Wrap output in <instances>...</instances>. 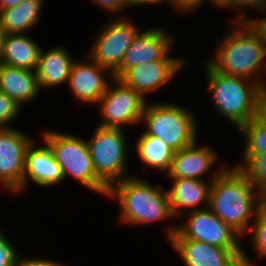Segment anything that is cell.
I'll return each instance as SVG.
<instances>
[{
  "label": "cell",
  "mask_w": 266,
  "mask_h": 266,
  "mask_svg": "<svg viewBox=\"0 0 266 266\" xmlns=\"http://www.w3.org/2000/svg\"><path fill=\"white\" fill-rule=\"evenodd\" d=\"M262 206L263 193L239 168L228 165L212 181L209 208L244 239Z\"/></svg>",
  "instance_id": "obj_1"
},
{
  "label": "cell",
  "mask_w": 266,
  "mask_h": 266,
  "mask_svg": "<svg viewBox=\"0 0 266 266\" xmlns=\"http://www.w3.org/2000/svg\"><path fill=\"white\" fill-rule=\"evenodd\" d=\"M218 42L205 61L215 71L260 85L266 70V48L256 29L249 22H229Z\"/></svg>",
  "instance_id": "obj_2"
},
{
  "label": "cell",
  "mask_w": 266,
  "mask_h": 266,
  "mask_svg": "<svg viewBox=\"0 0 266 266\" xmlns=\"http://www.w3.org/2000/svg\"><path fill=\"white\" fill-rule=\"evenodd\" d=\"M106 199L110 202L117 200L119 225L150 226L176 219L165 187L151 184L146 177L140 178L136 173L115 182Z\"/></svg>",
  "instance_id": "obj_3"
},
{
  "label": "cell",
  "mask_w": 266,
  "mask_h": 266,
  "mask_svg": "<svg viewBox=\"0 0 266 266\" xmlns=\"http://www.w3.org/2000/svg\"><path fill=\"white\" fill-rule=\"evenodd\" d=\"M202 70L214 112L236 130L262 110L257 82L222 74L215 71L206 61Z\"/></svg>",
  "instance_id": "obj_4"
},
{
  "label": "cell",
  "mask_w": 266,
  "mask_h": 266,
  "mask_svg": "<svg viewBox=\"0 0 266 266\" xmlns=\"http://www.w3.org/2000/svg\"><path fill=\"white\" fill-rule=\"evenodd\" d=\"M39 138L44 140L53 152L61 167L64 181L69 177L85 190L107 198L109 187L97 176L84 137L47 128L41 132Z\"/></svg>",
  "instance_id": "obj_5"
},
{
  "label": "cell",
  "mask_w": 266,
  "mask_h": 266,
  "mask_svg": "<svg viewBox=\"0 0 266 266\" xmlns=\"http://www.w3.org/2000/svg\"><path fill=\"white\" fill-rule=\"evenodd\" d=\"M152 101L147 102L140 123L146 134L159 137L174 151L199 140L201 127L192 110L173 101Z\"/></svg>",
  "instance_id": "obj_6"
},
{
  "label": "cell",
  "mask_w": 266,
  "mask_h": 266,
  "mask_svg": "<svg viewBox=\"0 0 266 266\" xmlns=\"http://www.w3.org/2000/svg\"><path fill=\"white\" fill-rule=\"evenodd\" d=\"M91 139H86L97 176L110 188L129 173V143L126 129L95 125ZM128 161V162H127Z\"/></svg>",
  "instance_id": "obj_7"
},
{
  "label": "cell",
  "mask_w": 266,
  "mask_h": 266,
  "mask_svg": "<svg viewBox=\"0 0 266 266\" xmlns=\"http://www.w3.org/2000/svg\"><path fill=\"white\" fill-rule=\"evenodd\" d=\"M180 218L183 220L164 226L167 242L170 239H193L221 248H243L240 241L244 238L209 207L185 213Z\"/></svg>",
  "instance_id": "obj_8"
},
{
  "label": "cell",
  "mask_w": 266,
  "mask_h": 266,
  "mask_svg": "<svg viewBox=\"0 0 266 266\" xmlns=\"http://www.w3.org/2000/svg\"><path fill=\"white\" fill-rule=\"evenodd\" d=\"M141 30V26L129 16L110 17L97 30L85 54L114 75L122 65L125 52Z\"/></svg>",
  "instance_id": "obj_9"
},
{
  "label": "cell",
  "mask_w": 266,
  "mask_h": 266,
  "mask_svg": "<svg viewBox=\"0 0 266 266\" xmlns=\"http://www.w3.org/2000/svg\"><path fill=\"white\" fill-rule=\"evenodd\" d=\"M147 100L133 88L114 78L96 104L102 127L123 128L139 126Z\"/></svg>",
  "instance_id": "obj_10"
},
{
  "label": "cell",
  "mask_w": 266,
  "mask_h": 266,
  "mask_svg": "<svg viewBox=\"0 0 266 266\" xmlns=\"http://www.w3.org/2000/svg\"><path fill=\"white\" fill-rule=\"evenodd\" d=\"M34 139L17 127L0 128V188L3 193L17 197L23 192L25 154Z\"/></svg>",
  "instance_id": "obj_11"
},
{
  "label": "cell",
  "mask_w": 266,
  "mask_h": 266,
  "mask_svg": "<svg viewBox=\"0 0 266 266\" xmlns=\"http://www.w3.org/2000/svg\"><path fill=\"white\" fill-rule=\"evenodd\" d=\"M187 63V59L182 56L176 57L174 55L173 57L171 52L162 60L128 68L118 79L126 86L139 92L148 102L150 101L148 95L156 94L169 85L171 80L173 81L178 77Z\"/></svg>",
  "instance_id": "obj_12"
},
{
  "label": "cell",
  "mask_w": 266,
  "mask_h": 266,
  "mask_svg": "<svg viewBox=\"0 0 266 266\" xmlns=\"http://www.w3.org/2000/svg\"><path fill=\"white\" fill-rule=\"evenodd\" d=\"M198 142L174 152L166 179L214 180L228 166L224 163L215 167L219 159L215 148L210 143L199 145Z\"/></svg>",
  "instance_id": "obj_13"
},
{
  "label": "cell",
  "mask_w": 266,
  "mask_h": 266,
  "mask_svg": "<svg viewBox=\"0 0 266 266\" xmlns=\"http://www.w3.org/2000/svg\"><path fill=\"white\" fill-rule=\"evenodd\" d=\"M74 61L68 80V87L71 96L85 106H94L107 91L114 75L103 68L87 54ZM82 103V104H81Z\"/></svg>",
  "instance_id": "obj_14"
},
{
  "label": "cell",
  "mask_w": 266,
  "mask_h": 266,
  "mask_svg": "<svg viewBox=\"0 0 266 266\" xmlns=\"http://www.w3.org/2000/svg\"><path fill=\"white\" fill-rule=\"evenodd\" d=\"M174 36L166 27L155 25L142 29L125 52L122 65L114 77L119 78L128 68L164 59L177 46Z\"/></svg>",
  "instance_id": "obj_15"
},
{
  "label": "cell",
  "mask_w": 266,
  "mask_h": 266,
  "mask_svg": "<svg viewBox=\"0 0 266 266\" xmlns=\"http://www.w3.org/2000/svg\"><path fill=\"white\" fill-rule=\"evenodd\" d=\"M184 266H243L244 248H221L193 239H170Z\"/></svg>",
  "instance_id": "obj_16"
},
{
  "label": "cell",
  "mask_w": 266,
  "mask_h": 266,
  "mask_svg": "<svg viewBox=\"0 0 266 266\" xmlns=\"http://www.w3.org/2000/svg\"><path fill=\"white\" fill-rule=\"evenodd\" d=\"M41 140V141H40ZM40 142L43 145L40 146ZM39 145V146H38ZM64 176L48 144L39 139L33 140L25 154V174L23 177V193L27 192L31 183L38 188H54L62 185ZM25 191V192H24Z\"/></svg>",
  "instance_id": "obj_17"
},
{
  "label": "cell",
  "mask_w": 266,
  "mask_h": 266,
  "mask_svg": "<svg viewBox=\"0 0 266 266\" xmlns=\"http://www.w3.org/2000/svg\"><path fill=\"white\" fill-rule=\"evenodd\" d=\"M168 180H170V186L166 190L171 211L177 218L176 221H179L185 213L209 207L210 188L213 180L187 178Z\"/></svg>",
  "instance_id": "obj_18"
},
{
  "label": "cell",
  "mask_w": 266,
  "mask_h": 266,
  "mask_svg": "<svg viewBox=\"0 0 266 266\" xmlns=\"http://www.w3.org/2000/svg\"><path fill=\"white\" fill-rule=\"evenodd\" d=\"M74 57L64 45L55 46L47 51L41 48L36 74L41 91L66 85L74 63ZM57 86V87H56Z\"/></svg>",
  "instance_id": "obj_19"
},
{
  "label": "cell",
  "mask_w": 266,
  "mask_h": 266,
  "mask_svg": "<svg viewBox=\"0 0 266 266\" xmlns=\"http://www.w3.org/2000/svg\"><path fill=\"white\" fill-rule=\"evenodd\" d=\"M0 90L21 108L38 99L42 93L36 70H27L0 63Z\"/></svg>",
  "instance_id": "obj_20"
},
{
  "label": "cell",
  "mask_w": 266,
  "mask_h": 266,
  "mask_svg": "<svg viewBox=\"0 0 266 266\" xmlns=\"http://www.w3.org/2000/svg\"><path fill=\"white\" fill-rule=\"evenodd\" d=\"M42 46L32 36L25 34H6L1 62L3 64L36 70Z\"/></svg>",
  "instance_id": "obj_21"
},
{
  "label": "cell",
  "mask_w": 266,
  "mask_h": 266,
  "mask_svg": "<svg viewBox=\"0 0 266 266\" xmlns=\"http://www.w3.org/2000/svg\"><path fill=\"white\" fill-rule=\"evenodd\" d=\"M134 152L144 170L154 169L165 176L171 167L174 150L159 137L148 135L144 131L138 136Z\"/></svg>",
  "instance_id": "obj_22"
},
{
  "label": "cell",
  "mask_w": 266,
  "mask_h": 266,
  "mask_svg": "<svg viewBox=\"0 0 266 266\" xmlns=\"http://www.w3.org/2000/svg\"><path fill=\"white\" fill-rule=\"evenodd\" d=\"M45 0H24L17 6L0 11V20L6 34H29L38 25Z\"/></svg>",
  "instance_id": "obj_23"
},
{
  "label": "cell",
  "mask_w": 266,
  "mask_h": 266,
  "mask_svg": "<svg viewBox=\"0 0 266 266\" xmlns=\"http://www.w3.org/2000/svg\"><path fill=\"white\" fill-rule=\"evenodd\" d=\"M243 139L245 146L241 152L240 162L235 163L239 167L249 156H255L266 152V111L261 110L255 117L237 130Z\"/></svg>",
  "instance_id": "obj_24"
},
{
  "label": "cell",
  "mask_w": 266,
  "mask_h": 266,
  "mask_svg": "<svg viewBox=\"0 0 266 266\" xmlns=\"http://www.w3.org/2000/svg\"><path fill=\"white\" fill-rule=\"evenodd\" d=\"M250 240L247 244L249 250L251 249L255 254L254 258L251 259L250 254L244 248V253L242 257L243 266H258L256 264L257 260L266 258V208L262 206L257 212L256 218L254 219L251 229L247 234ZM257 259V260H255Z\"/></svg>",
  "instance_id": "obj_25"
},
{
  "label": "cell",
  "mask_w": 266,
  "mask_h": 266,
  "mask_svg": "<svg viewBox=\"0 0 266 266\" xmlns=\"http://www.w3.org/2000/svg\"><path fill=\"white\" fill-rule=\"evenodd\" d=\"M238 168L263 194L266 192V152L249 156Z\"/></svg>",
  "instance_id": "obj_26"
},
{
  "label": "cell",
  "mask_w": 266,
  "mask_h": 266,
  "mask_svg": "<svg viewBox=\"0 0 266 266\" xmlns=\"http://www.w3.org/2000/svg\"><path fill=\"white\" fill-rule=\"evenodd\" d=\"M251 11H258L259 14L266 11V0H233L235 17L229 22H249L252 18Z\"/></svg>",
  "instance_id": "obj_27"
},
{
  "label": "cell",
  "mask_w": 266,
  "mask_h": 266,
  "mask_svg": "<svg viewBox=\"0 0 266 266\" xmlns=\"http://www.w3.org/2000/svg\"><path fill=\"white\" fill-rule=\"evenodd\" d=\"M22 113L23 108L0 90V128L13 127V122L16 121Z\"/></svg>",
  "instance_id": "obj_28"
},
{
  "label": "cell",
  "mask_w": 266,
  "mask_h": 266,
  "mask_svg": "<svg viewBox=\"0 0 266 266\" xmlns=\"http://www.w3.org/2000/svg\"><path fill=\"white\" fill-rule=\"evenodd\" d=\"M1 228V225H0ZM6 233L0 229V266H13L20 251L16 248L14 241L5 236ZM12 241V242H11Z\"/></svg>",
  "instance_id": "obj_29"
},
{
  "label": "cell",
  "mask_w": 266,
  "mask_h": 266,
  "mask_svg": "<svg viewBox=\"0 0 266 266\" xmlns=\"http://www.w3.org/2000/svg\"><path fill=\"white\" fill-rule=\"evenodd\" d=\"M90 1L96 6H98L100 10L107 12L108 15L111 14V17H125L128 14L123 13V10L125 12L126 10L131 9L130 0H90Z\"/></svg>",
  "instance_id": "obj_30"
},
{
  "label": "cell",
  "mask_w": 266,
  "mask_h": 266,
  "mask_svg": "<svg viewBox=\"0 0 266 266\" xmlns=\"http://www.w3.org/2000/svg\"><path fill=\"white\" fill-rule=\"evenodd\" d=\"M209 0H174L173 12L182 15H189V13H195L199 9H202V6L208 5ZM207 2V3H206ZM195 11V12H194Z\"/></svg>",
  "instance_id": "obj_31"
},
{
  "label": "cell",
  "mask_w": 266,
  "mask_h": 266,
  "mask_svg": "<svg viewBox=\"0 0 266 266\" xmlns=\"http://www.w3.org/2000/svg\"><path fill=\"white\" fill-rule=\"evenodd\" d=\"M21 255V256H20ZM13 266H64L59 260L42 257H28L20 253ZM23 255V256H22Z\"/></svg>",
  "instance_id": "obj_32"
},
{
  "label": "cell",
  "mask_w": 266,
  "mask_h": 266,
  "mask_svg": "<svg viewBox=\"0 0 266 266\" xmlns=\"http://www.w3.org/2000/svg\"><path fill=\"white\" fill-rule=\"evenodd\" d=\"M261 15H265V16H263V17L256 16L254 18H251L249 23L260 34L262 42H263V44H264V46L266 48V11L261 12Z\"/></svg>",
  "instance_id": "obj_33"
},
{
  "label": "cell",
  "mask_w": 266,
  "mask_h": 266,
  "mask_svg": "<svg viewBox=\"0 0 266 266\" xmlns=\"http://www.w3.org/2000/svg\"><path fill=\"white\" fill-rule=\"evenodd\" d=\"M164 2L168 4L170 8L172 7L171 9L173 11L174 0H130V5H131V9L132 8L134 9L135 7L137 9L138 7L140 8L149 7V6L151 7V5L159 6V5H162Z\"/></svg>",
  "instance_id": "obj_34"
},
{
  "label": "cell",
  "mask_w": 266,
  "mask_h": 266,
  "mask_svg": "<svg viewBox=\"0 0 266 266\" xmlns=\"http://www.w3.org/2000/svg\"><path fill=\"white\" fill-rule=\"evenodd\" d=\"M208 4L214 7L215 9H220L221 11L224 9V11H233V0H209ZM230 9V10H227Z\"/></svg>",
  "instance_id": "obj_35"
},
{
  "label": "cell",
  "mask_w": 266,
  "mask_h": 266,
  "mask_svg": "<svg viewBox=\"0 0 266 266\" xmlns=\"http://www.w3.org/2000/svg\"><path fill=\"white\" fill-rule=\"evenodd\" d=\"M261 106H266V70L259 85Z\"/></svg>",
  "instance_id": "obj_36"
},
{
  "label": "cell",
  "mask_w": 266,
  "mask_h": 266,
  "mask_svg": "<svg viewBox=\"0 0 266 266\" xmlns=\"http://www.w3.org/2000/svg\"><path fill=\"white\" fill-rule=\"evenodd\" d=\"M23 1L24 0H0V11L13 6H17Z\"/></svg>",
  "instance_id": "obj_37"
},
{
  "label": "cell",
  "mask_w": 266,
  "mask_h": 266,
  "mask_svg": "<svg viewBox=\"0 0 266 266\" xmlns=\"http://www.w3.org/2000/svg\"><path fill=\"white\" fill-rule=\"evenodd\" d=\"M5 36H6V33H5V30L3 29V26L0 20V62H1V57L3 53V45H4Z\"/></svg>",
  "instance_id": "obj_38"
},
{
  "label": "cell",
  "mask_w": 266,
  "mask_h": 266,
  "mask_svg": "<svg viewBox=\"0 0 266 266\" xmlns=\"http://www.w3.org/2000/svg\"><path fill=\"white\" fill-rule=\"evenodd\" d=\"M263 206L266 208V196H263Z\"/></svg>",
  "instance_id": "obj_39"
},
{
  "label": "cell",
  "mask_w": 266,
  "mask_h": 266,
  "mask_svg": "<svg viewBox=\"0 0 266 266\" xmlns=\"http://www.w3.org/2000/svg\"><path fill=\"white\" fill-rule=\"evenodd\" d=\"M262 109L266 111V106H262Z\"/></svg>",
  "instance_id": "obj_40"
}]
</instances>
